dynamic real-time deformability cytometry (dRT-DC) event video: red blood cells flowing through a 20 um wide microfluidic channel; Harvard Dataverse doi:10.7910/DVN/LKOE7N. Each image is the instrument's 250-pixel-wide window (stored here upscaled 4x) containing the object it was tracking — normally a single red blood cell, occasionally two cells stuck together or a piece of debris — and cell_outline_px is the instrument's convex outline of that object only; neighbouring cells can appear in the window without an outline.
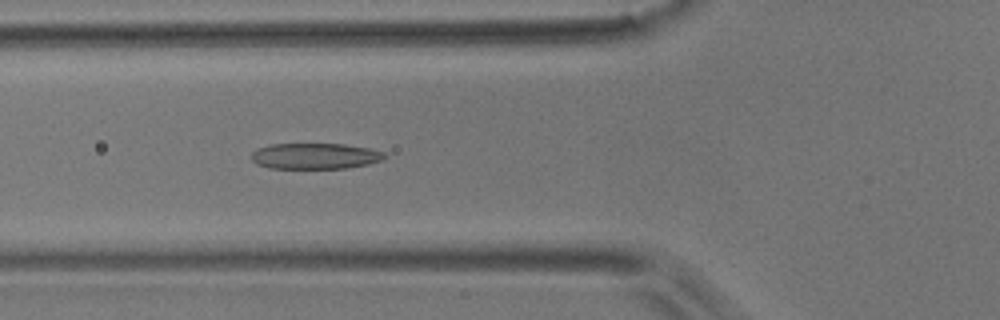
{"species": "common noctule bat (a hibernating species)", "species_latin": "Nyctalus noctula", "temperature_condition": "room temperature", "stored_images_in_passage": 51, "camera_frame_rate_fps": 3000, "um_per_image_px": 0.085, "animal": {"sex": "male", "body_mass_g": 17.9}, "frame": {"image": 1, "passage_image": 18, "time_ms": 5.667, "image_size_px": [1000, 320], "cell_outline_px": [[388, 156], [380, 160], [368, 164], [348, 168], [268, 168], [256, 164], [252, 160], [252, 152], [256, 148], [272, 144], [344, 144], [368, 148], [384, 152]], "centroid_in_image_um": [26.76, 13.26], "position_along_channel_um": 99.0, "area_um2": 20.11}}
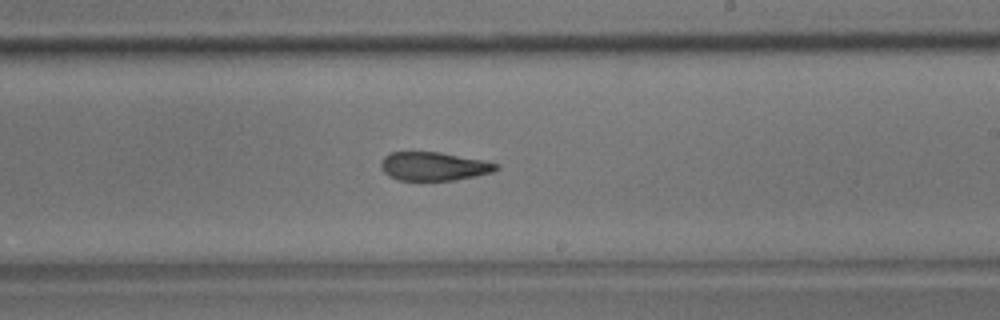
{"frame": {"image": 2, "passage_image": 30, "time_ms": 9.667, "image_size_px": [1000, 320], "cell_outline_px": [[500, 168], [492, 172], [476, 176], [452, 180], [396, 180], [388, 176], [380, 168], [380, 160], [384, 156], [392, 152], [440, 152], [484, 160], [500, 164]], "centroid_in_image_um": [36.86, 14.13], "position_along_channel_um": 252.1, "area_um2": 19.36}}
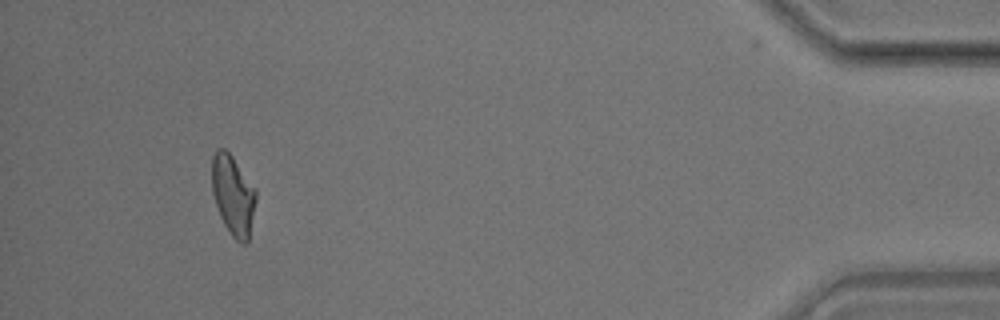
{"frame": {"image": 3, "passage_image": 48, "time_ms": 15.667, "image_size_px": [1000, 320], "cell_outline_px": [[256, 200], [248, 244], [240, 244], [232, 236], [224, 224], [220, 216], [212, 192], [212, 156], [216, 148], [224, 148], [232, 156], [256, 188]], "centroid_in_image_um": [19.82, 16.6], "position_along_channel_um": 415.4, "area_um2": 20.69}, "authors_computed_cell_mechanics": {"area_um2": 20.6924, "velocity_mm_per_s": 3.8157, "shape_relaxation_time_tau1_ms": null, "shape_relaxation_time_tau2_ms": 2.6404, "deformation_change_tau1": null, "deformation_change_tau2": 0.1015}}